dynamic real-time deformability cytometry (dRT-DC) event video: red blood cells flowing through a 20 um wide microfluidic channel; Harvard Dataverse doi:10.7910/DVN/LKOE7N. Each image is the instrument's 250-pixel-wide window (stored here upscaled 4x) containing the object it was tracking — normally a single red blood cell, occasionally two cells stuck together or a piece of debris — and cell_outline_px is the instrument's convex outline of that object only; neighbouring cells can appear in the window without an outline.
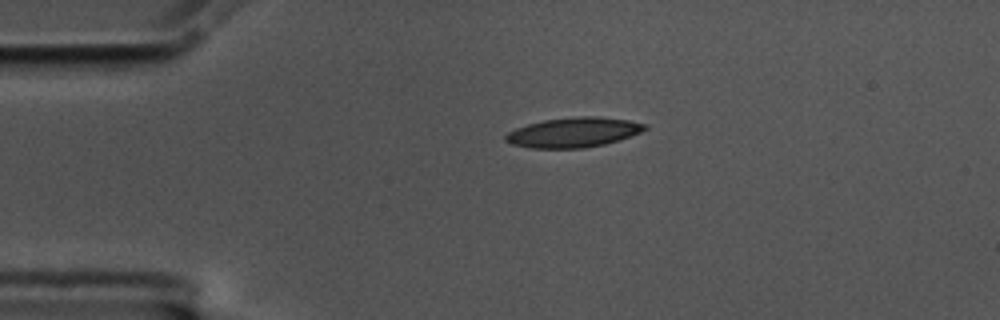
{"species": "common noctule bat (a hibernating species)", "species_latin": "Nyctalus noctula", "temperature_condition": "cold", "stored_images_in_passage": 46, "camera_frame_rate_fps": 3000, "um_per_image_px": 0.085, "animal": {"sex": "male", "body_mass_g": 17.5, "forearm_length_mm": 52.3}, "frame": {"image": 1, "passage_image": 1, "time_ms": 0.0, "image_size_px": [1000, 320], "cell_outline_px": [[648, 128], [632, 136], [620, 140], [604, 144], [584, 148], [528, 148], [512, 144], [504, 140], [504, 136], [508, 132], [516, 128], [528, 124], [544, 120], [576, 116], [596, 116], [628, 120], [648, 124]], "centroid_in_image_um": [48.76, 11.25], "position_along_channel_um": 36.2, "area_um2": 24.33}}
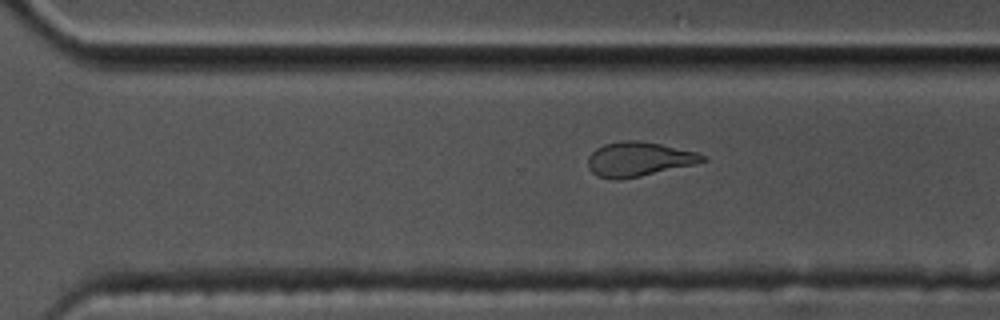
{"frame": {"image": 2, "passage_image": 28, "time_ms": 9.0, "image_size_px": [1000, 320], "cell_outline_px": [[708, 160], [692, 164], [640, 176], [620, 180], [616, 180], [596, 176], [588, 168], [588, 156], [596, 148], [604, 144], [620, 140], [636, 140], [660, 144], [696, 152], [708, 156]], "centroid_in_image_um": [54.25, 13.52], "position_along_channel_um": 316.3, "area_um2": 22.89}}
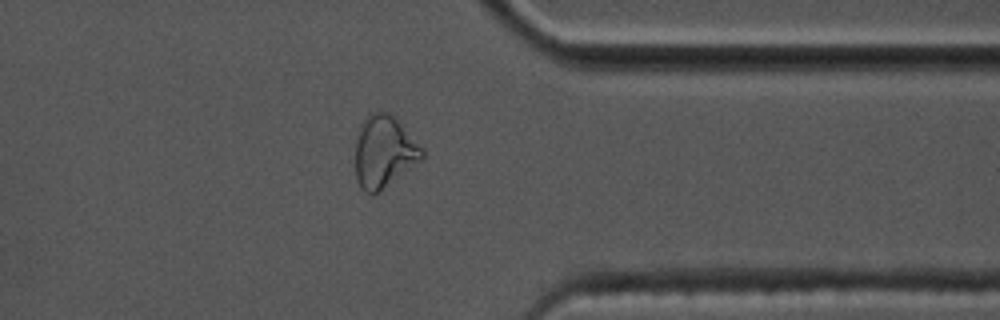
{"frame": {"image": 3, "passage_image": 34, "time_ms": 11.0, "image_size_px": [1000, 320], "cell_outline_px": [[424, 156], [420, 160], [380, 192], [372, 196], [364, 192], [360, 188], [356, 180], [356, 136], [360, 124], [368, 112], [388, 112], [396, 116], [424, 148]], "centroid_in_image_um": [32.63, 12.88], "position_along_channel_um": 378.8, "area_um2": 28.61}, "authors_computed_cell_mechanics": {"area_um2": 24.1315, "velocity_mm_per_s": 3.4827, "shape_relaxation_time_tau1_ms": null, "shape_relaxation_time_tau2_ms": 3.3497, "deformation_change_tau1": null, "deformation_change_tau2": 0.086}}